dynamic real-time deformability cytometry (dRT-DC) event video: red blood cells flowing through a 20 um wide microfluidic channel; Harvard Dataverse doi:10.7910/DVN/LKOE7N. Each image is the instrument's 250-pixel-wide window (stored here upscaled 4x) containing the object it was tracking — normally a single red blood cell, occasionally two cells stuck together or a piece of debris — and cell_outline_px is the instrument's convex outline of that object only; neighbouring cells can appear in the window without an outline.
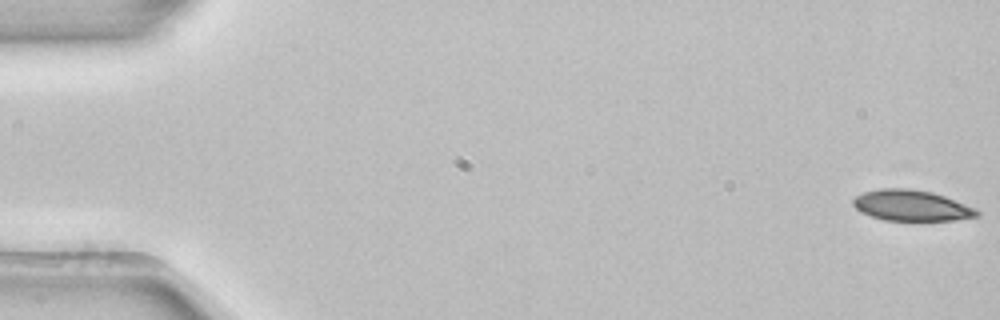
{"species": "common noctule bat (a hibernating species)", "species_latin": "Nyctalus noctula", "temperature_condition": "room temperature", "stored_images_in_passage": 3, "camera_frame_rate_fps": 3000, "um_per_image_px": 0.085, "animal": {"sex": "female", "body_mass_g": 22.7, "forearm_length_mm": 54.2}, "frame": {"image": 1, "passage_image": 1, "time_ms": 0.0, "image_size_px": [1000, 320], "cell_outline_px": [[980, 216], [952, 220], [884, 220], [860, 212], [852, 204], [852, 200], [856, 196], [864, 192], [880, 188], [908, 188], [932, 192], [944, 196], [976, 208], [980, 212]], "centroid_in_image_um": [77.47, 17.46], "position_along_channel_um": 7.5, "area_um2": 22.2}}